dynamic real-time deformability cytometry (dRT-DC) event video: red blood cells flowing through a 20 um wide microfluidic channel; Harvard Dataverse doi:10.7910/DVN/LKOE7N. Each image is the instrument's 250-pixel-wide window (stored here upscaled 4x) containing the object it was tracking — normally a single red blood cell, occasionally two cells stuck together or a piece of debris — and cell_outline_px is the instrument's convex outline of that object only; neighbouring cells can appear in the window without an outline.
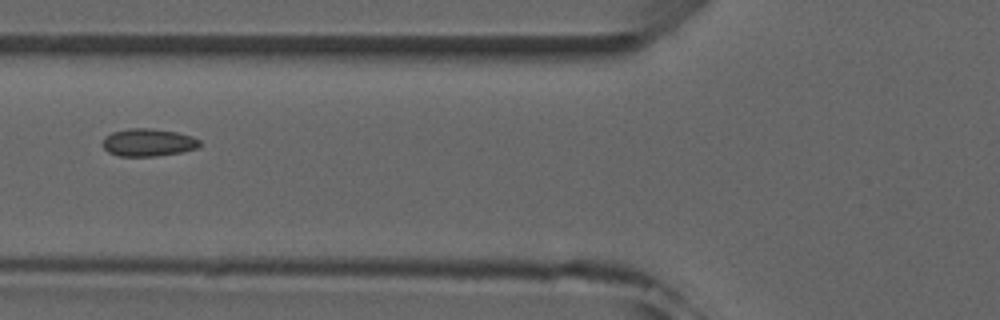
{"species": "common noctule bat (a hibernating species)", "species_latin": "Nyctalus noctula", "temperature_condition": "room temperature", "stored_images_in_passage": 6, "camera_frame_rate_fps": 3000, "um_per_image_px": 0.085, "animal": {"sex": "male", "forearm_length_mm": 52.5}, "frame": {"image": 1, "passage_image": 6, "time_ms": 5.667, "image_size_px": [1000, 320], "cell_outline_px": [[204, 144], [196, 148], [184, 152], [156, 156], [120, 156], [108, 152], [104, 148], [104, 136], [112, 132], [128, 128], [148, 128], [176, 132], [192, 136], [200, 140]], "centroid_in_image_um": [12.63, 12.11], "position_along_channel_um": 113.2, "area_um2": 15.72}}